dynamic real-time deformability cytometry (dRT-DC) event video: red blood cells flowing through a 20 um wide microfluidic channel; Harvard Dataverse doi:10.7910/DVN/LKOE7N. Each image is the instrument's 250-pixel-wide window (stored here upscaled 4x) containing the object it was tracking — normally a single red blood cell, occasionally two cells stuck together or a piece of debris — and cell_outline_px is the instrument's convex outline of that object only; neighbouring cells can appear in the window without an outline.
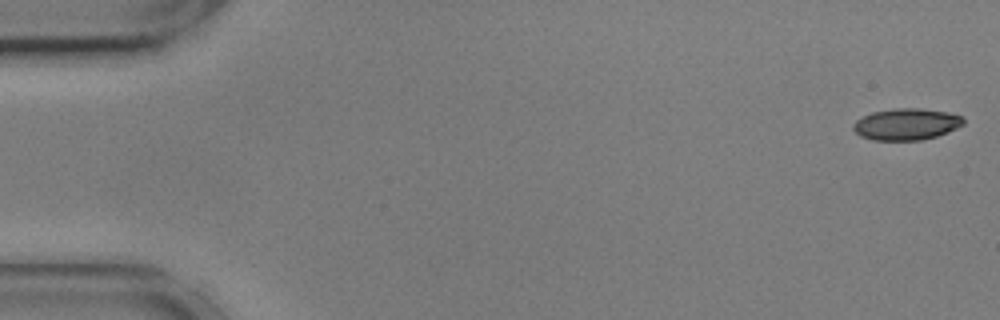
{"species": "common noctule bat (a hibernating species)", "species_latin": "Nyctalus noctula", "temperature_condition": "cold", "stored_images_in_passage": 55, "camera_frame_rate_fps": 3000, "um_per_image_px": 0.085, "animal": {"sex": "male", "body_mass_g": 17.9, "forearm_length_mm": 54.2}, "frame": {"image": 1, "passage_image": 1, "time_ms": 0.0, "image_size_px": [1000, 320], "cell_outline_px": [[964, 124], [948, 132], [936, 136], [920, 140], [872, 140], [860, 136], [852, 128], [852, 124], [856, 120], [872, 112], [896, 108], [920, 108], [948, 112], [964, 116]], "centroid_in_image_um": [77.05, 10.55], "position_along_channel_um": 8.0, "area_um2": 20.35}}
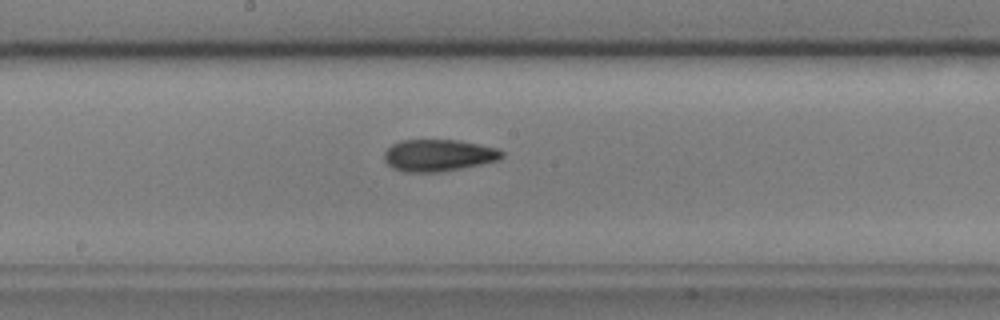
{"frame": {"image": 2, "passage_image": 29, "time_ms": 9.333, "image_size_px": [1000, 320], "cell_outline_px": [[504, 156], [500, 160], [444, 172], [404, 172], [392, 168], [384, 160], [384, 152], [392, 144], [400, 140], [460, 140], [500, 148], [504, 152]], "centroid_in_image_um": [37.31, 13.2], "position_along_channel_um": 210.9, "area_um2": 22.25}}
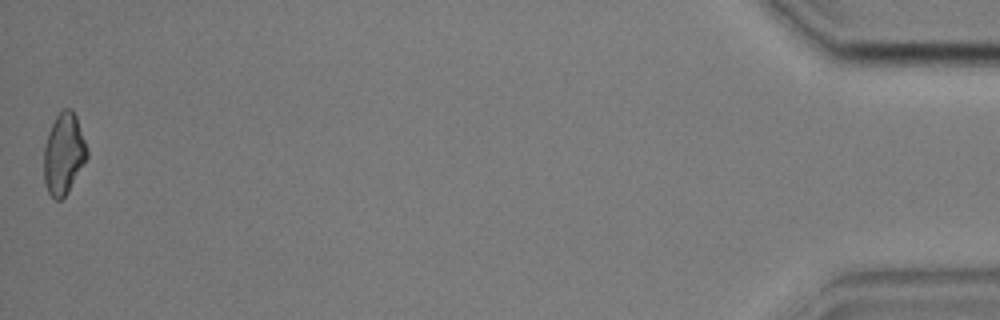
{"frame": {"image": 3, "passage_image": 55, "time_ms": 18.0, "image_size_px": [1000, 320], "cell_outline_px": [[88, 156], [68, 192], [60, 200], [56, 200], [48, 192], [44, 184], [44, 148], [48, 132], [56, 116], [64, 108], [72, 108], [76, 116], [88, 148]], "centroid_in_image_um": [5.42, 13.07], "position_along_channel_um": 429.8, "area_um2": 20.4}, "authors_computed_cell_mechanics": {"area_um2": 20.9814, "velocity_mm_per_s": 3.6014, "shape_relaxation_time_tau1_ms": 11.27, "shape_relaxation_time_tau2_ms": 3.4084, "deformation_change_tau1": 0.2218, "deformation_change_tau2": 0.09}}